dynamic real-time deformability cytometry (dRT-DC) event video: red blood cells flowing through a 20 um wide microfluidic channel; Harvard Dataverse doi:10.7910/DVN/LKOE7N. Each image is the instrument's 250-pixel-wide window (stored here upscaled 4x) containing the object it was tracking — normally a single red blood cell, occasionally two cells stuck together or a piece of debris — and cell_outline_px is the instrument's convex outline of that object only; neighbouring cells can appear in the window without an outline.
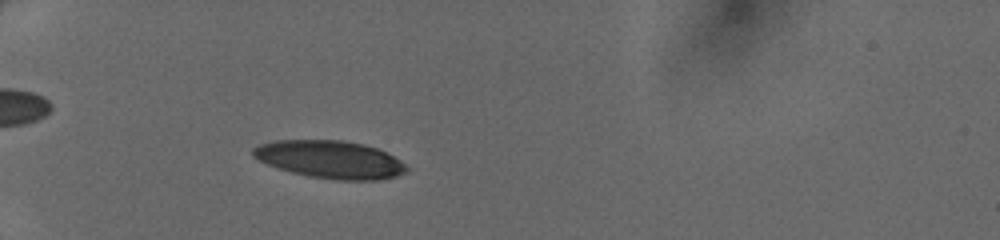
{"species": "human", "species_latin": "Homo sapiens", "temperature_condition": "cold", "stored_images_in_passage": 44, "camera_frame_rate_fps": 3000, "um_per_image_px": 0.085, "donor": {"sex": "female"}, "frame": {"image": 1, "passage_image": 12, "time_ms": 3.667, "image_size_px": [1000, 240], "cell_outline_px": [[408, 172], [396, 176], [380, 180], [336, 180], [308, 176], [276, 168], [252, 156], [252, 148], [260, 144], [276, 140], [344, 140], [364, 144], [376, 148], [408, 164]], "centroid_in_image_um": [28.08, 13.56], "position_along_channel_um": 56.9, "area_um2": 33.87}}
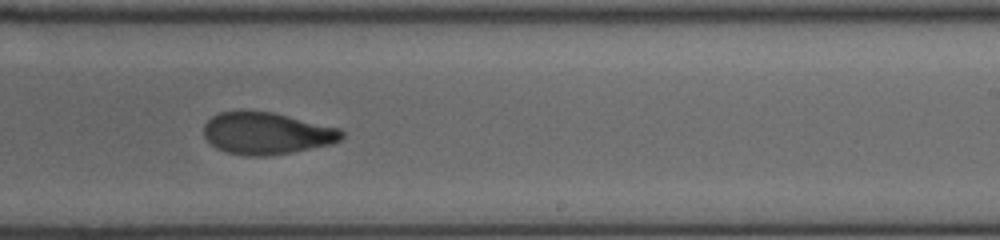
{"frame": {"image": 2, "passage_image": 28, "time_ms": 9.0, "image_size_px": [1000, 240], "cell_outline_px": [[344, 136], [340, 140], [332, 144], [312, 148], [264, 156], [244, 156], [228, 152], [216, 148], [204, 136], [204, 124], [212, 116], [220, 112], [272, 112], [340, 128], [344, 132]], "centroid_in_image_um": [22.68, 11.34], "position_along_channel_um": 266.3, "area_um2": 33.35}}
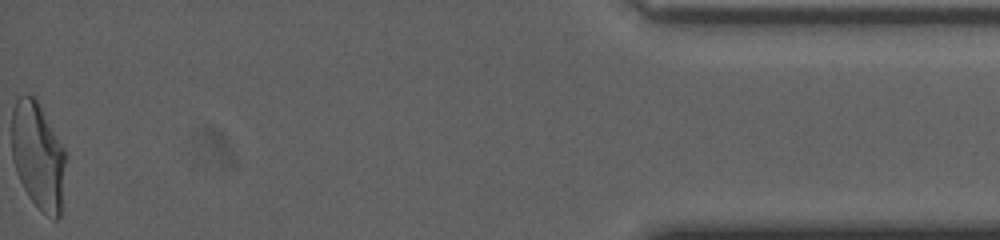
{"frame": {"image": 3, "passage_image": 44, "time_ms": 14.333, "image_size_px": [1000, 240], "cell_outline_px": [[68, 156], [60, 216], [56, 220], [52, 220], [28, 196], [16, 172], [12, 160], [12, 108], [16, 100], [20, 96], [28, 92], [36, 96], [64, 148]], "centroid_in_image_um": [3.26, 13.2], "position_along_channel_um": 431.9, "area_um2": 34.45}}